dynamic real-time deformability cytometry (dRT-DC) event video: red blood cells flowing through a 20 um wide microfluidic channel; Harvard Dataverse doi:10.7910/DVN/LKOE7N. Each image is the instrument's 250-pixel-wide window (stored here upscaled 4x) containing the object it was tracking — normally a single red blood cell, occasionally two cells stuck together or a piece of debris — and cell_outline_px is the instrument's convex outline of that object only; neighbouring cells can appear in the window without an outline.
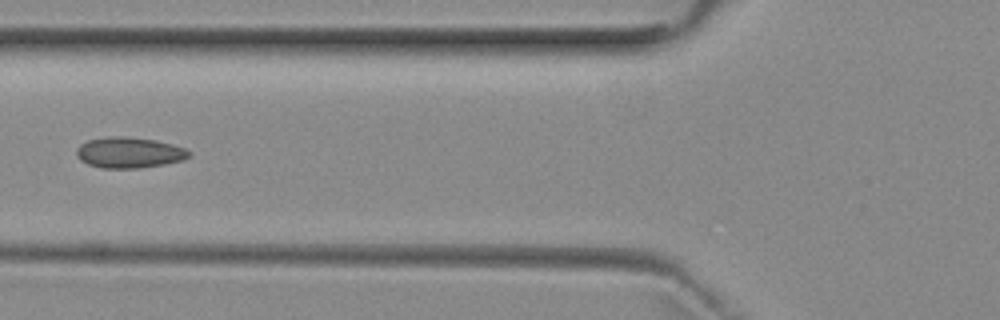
{"species": "common noctule bat (a hibernating species)", "species_latin": "Nyctalus noctula", "temperature_condition": "room temperature", "stored_images_in_passage": 3, "camera_frame_rate_fps": 3000, "um_per_image_px": 0.085, "animal": {"sex": "female", "body_mass_g": 29.2, "forearm_length_mm": 56.3}, "frame": {"image": 1, "passage_image": 2, "time_ms": 1.333, "image_size_px": [1000, 320], "cell_outline_px": [[192, 152], [184, 160], [164, 164], [140, 168], [100, 168], [88, 164], [80, 160], [76, 156], [76, 148], [80, 144], [88, 140], [108, 136], [124, 136], [156, 140], [172, 144], [184, 148]], "centroid_in_image_um": [10.96, 12.97], "position_along_channel_um": 114.8, "area_um2": 20.35}}
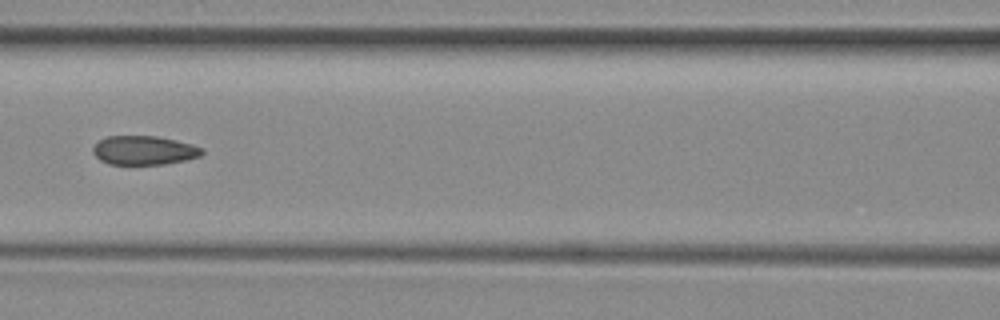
{"frame": {"image": 2, "passage_image": 3, "time_ms": 2.333, "image_size_px": [1000, 320], "cell_outline_px": [[204, 152], [200, 156], [184, 160], [164, 164], [108, 164], [100, 160], [92, 152], [92, 148], [100, 140], [108, 136], [156, 136], [176, 140], [192, 144], [204, 148]], "centroid_in_image_um": [12.25, 12.77], "position_along_channel_um": 154.4, "area_um2": 18.38}}